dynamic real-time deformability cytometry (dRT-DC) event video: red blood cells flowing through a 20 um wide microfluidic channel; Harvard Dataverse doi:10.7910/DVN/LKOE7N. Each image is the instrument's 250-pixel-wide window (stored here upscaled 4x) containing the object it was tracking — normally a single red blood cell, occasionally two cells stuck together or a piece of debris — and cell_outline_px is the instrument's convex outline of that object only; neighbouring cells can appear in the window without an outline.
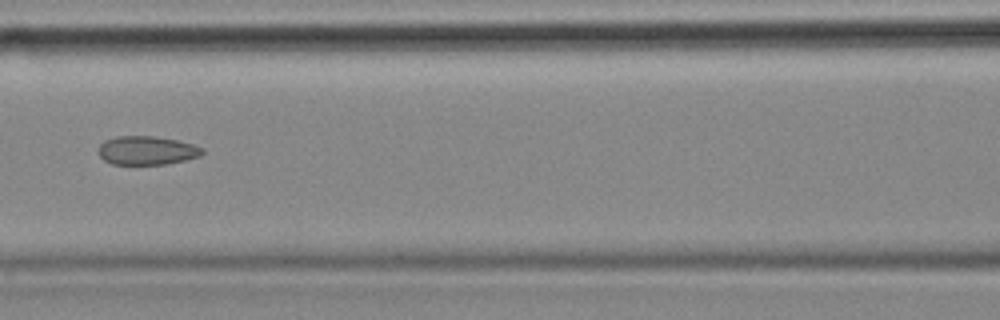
{"species": "common noctule bat (a hibernating species)", "species_latin": "Nyctalus noctula", "temperature_condition": "cold", "stored_images_in_passage": 6, "camera_frame_rate_fps": 3000, "um_per_image_px": 0.085, "animal": {"sex": "female", "body_mass_g": 18.4}, "frame": {"image": 1, "passage_image": 6, "time_ms": 1.667, "image_size_px": [1000, 320], "cell_outline_px": [[204, 152], [200, 156], [184, 160], [164, 164], [112, 164], [104, 160], [100, 156], [100, 144], [104, 140], [116, 136], [156, 136], [176, 140], [192, 144], [204, 148]], "centroid_in_image_um": [12.49, 12.78], "position_along_channel_um": 154.1, "area_um2": 17.28}}